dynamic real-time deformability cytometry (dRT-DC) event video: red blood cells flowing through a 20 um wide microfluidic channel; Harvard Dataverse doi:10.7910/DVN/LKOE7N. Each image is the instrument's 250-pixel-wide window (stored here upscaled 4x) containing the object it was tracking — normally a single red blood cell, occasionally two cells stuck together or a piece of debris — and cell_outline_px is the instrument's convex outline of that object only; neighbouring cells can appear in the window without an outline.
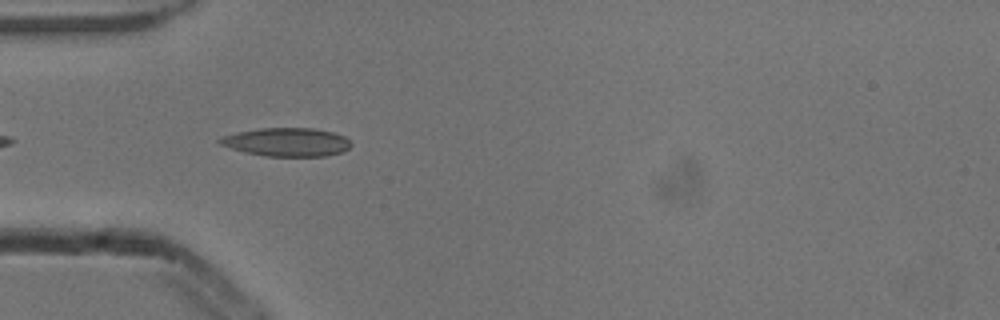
{"species": "common noctule bat (a hibernating species)", "species_latin": "Nyctalus noctula", "temperature_condition": "cold", "stored_images_in_passage": 8, "camera_frame_rate_fps": 3000, "um_per_image_px": 0.085, "animal": {"sex": "male", "body_mass_g": 13.3}, "frame": {"image": 1, "passage_image": 5, "time_ms": 1.333, "image_size_px": [1000, 320], "cell_outline_px": [[352, 144], [344, 152], [328, 156], [264, 156], [232, 148], [220, 144], [216, 140], [224, 136], [236, 132], [260, 128], [312, 128], [332, 132], [344, 136]], "centroid_in_image_um": [24.4, 12.08], "position_along_channel_um": 60.6, "area_um2": 21.68}}
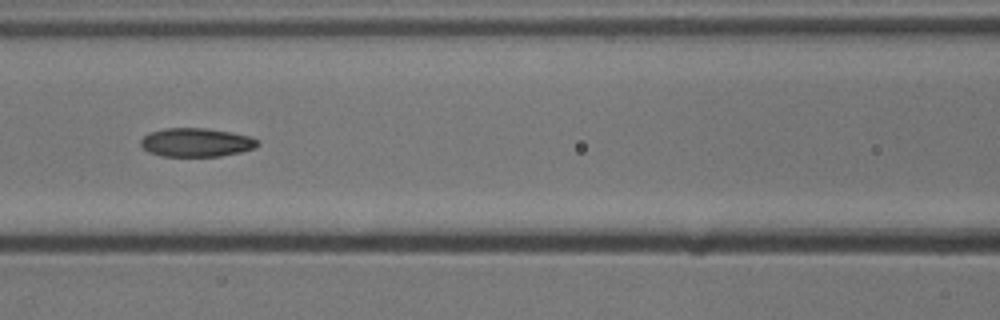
{"frame": {"image": 2, "passage_image": 7, "time_ms": 2.0, "image_size_px": [1000, 320], "cell_outline_px": [[260, 144], [256, 148], [240, 152], [220, 156], [160, 156], [148, 152], [140, 144], [140, 140], [144, 136], [152, 132], [164, 128], [208, 128], [232, 132], [252, 136], [260, 140]], "centroid_in_image_um": [16.74, 12.1], "position_along_channel_um": 149.9, "area_um2": 19.77}}
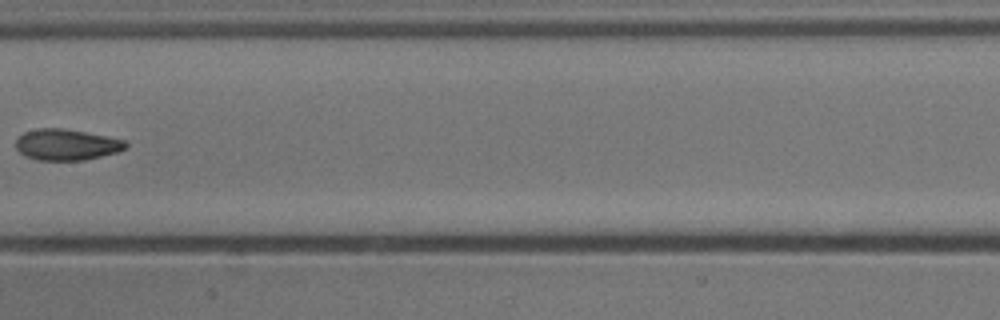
{"frame": {"image": 3, "passage_image": 8, "time_ms": 2.333, "image_size_px": [1000, 320], "cell_outline_px": [[128, 148], [116, 152], [84, 160], [40, 160], [24, 156], [16, 148], [16, 140], [24, 132], [40, 128], [64, 128], [124, 140], [128, 144]], "centroid_in_image_um": [5.64, 12.3], "position_along_channel_um": 201.8, "area_um2": 19.71}}